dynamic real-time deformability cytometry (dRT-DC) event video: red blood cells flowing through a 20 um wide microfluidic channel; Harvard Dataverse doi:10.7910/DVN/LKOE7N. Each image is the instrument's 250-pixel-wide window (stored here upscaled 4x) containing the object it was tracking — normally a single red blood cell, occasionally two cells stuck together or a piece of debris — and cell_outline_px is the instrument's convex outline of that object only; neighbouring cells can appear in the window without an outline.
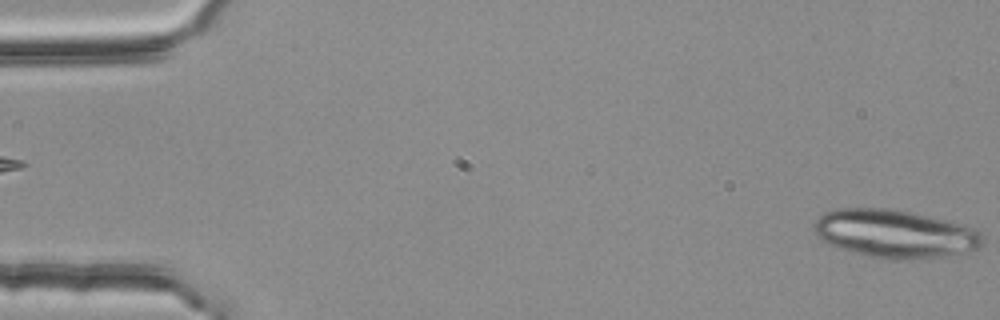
{"species": "common noctule bat (a hibernating species)", "species_latin": "Nyctalus noctula", "temperature_condition": "room temperature", "stored_images_in_passage": 21, "camera_frame_rate_fps": 3000, "um_per_image_px": 0.085, "animal": {"sex": "female", "body_mass_g": 25.1}, "frame": {"image": 1, "passage_image": 1, "time_ms": 0.0, "image_size_px": [1000, 320], "cell_outline_px": [[984, 244], [976, 248], [960, 252], [940, 256], [868, 256], [836, 248], [820, 240], [812, 232], [812, 224], [824, 212], [836, 208], [892, 208], [912, 212], [948, 220], [964, 224], [980, 232], [984, 236]], "centroid_in_image_um": [75.98, 19.8], "position_along_channel_um": 9.0, "area_um2": 46.53}}